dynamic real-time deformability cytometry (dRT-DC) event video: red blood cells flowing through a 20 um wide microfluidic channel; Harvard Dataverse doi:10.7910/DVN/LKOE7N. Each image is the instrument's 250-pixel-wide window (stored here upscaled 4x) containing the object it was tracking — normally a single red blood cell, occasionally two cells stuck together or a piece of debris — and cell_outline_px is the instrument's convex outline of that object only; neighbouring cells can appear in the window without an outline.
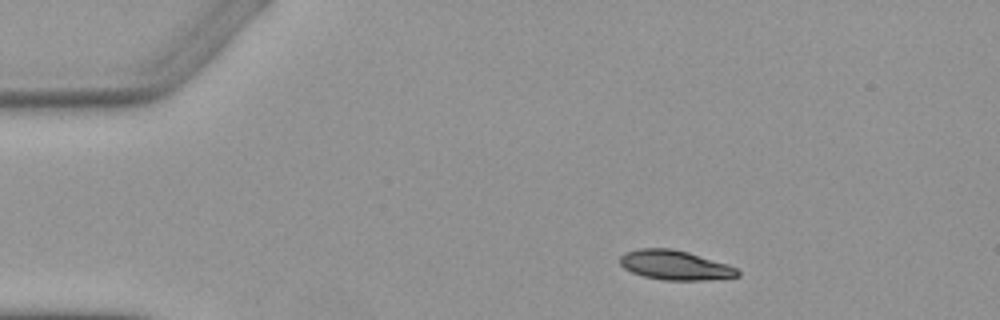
{"species": "Egyptian fruit bat (a non-hibernating species)", "species_latin": "Rousettus aegyptiacus", "temperature_condition": "warm", "stored_images_in_passage": 4, "camera_frame_rate_fps": 3000, "um_per_image_px": 0.085, "animal": {"sex": "female"}, "frame": {"image": 1, "passage_image": 2, "time_ms": 1.0, "image_size_px": [1000, 320], "cell_outline_px": [[740, 276], [704, 280], [664, 280], [644, 276], [632, 272], [624, 268], [620, 264], [620, 256], [624, 252], [640, 248], [672, 248], [688, 252], [728, 264], [736, 268], [740, 272]], "centroid_in_image_um": [57.37, 22.53], "position_along_channel_um": 27.6, "area_um2": 20.23}}